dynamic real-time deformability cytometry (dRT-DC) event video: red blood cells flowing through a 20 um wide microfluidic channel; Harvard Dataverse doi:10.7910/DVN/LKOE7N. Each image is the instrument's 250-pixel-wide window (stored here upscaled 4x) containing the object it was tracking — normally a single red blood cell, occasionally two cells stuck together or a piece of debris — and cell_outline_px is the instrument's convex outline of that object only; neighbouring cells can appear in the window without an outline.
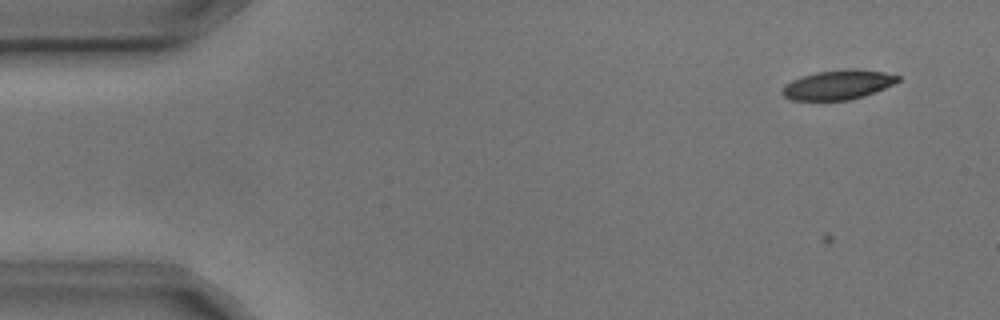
{"species": "common noctule bat (a hibernating species)", "species_latin": "Nyctalus noctula", "temperature_condition": "cold", "stored_images_in_passage": 4, "camera_frame_rate_fps": 3000, "um_per_image_px": 0.085, "animal": {"sex": "male", "body_mass_g": 17.9, "forearm_length_mm": 54.2}, "frame": {"image": 1, "passage_image": 1, "time_ms": 0.0, "image_size_px": [1000, 320], "cell_outline_px": [[900, 80], [876, 92], [864, 96], [848, 100], [792, 100], [784, 96], [780, 92], [784, 84], [800, 76], [816, 72], [848, 68], [884, 72], [900, 76]], "centroid_in_image_um": [71.2, 7.2], "position_along_channel_um": 13.8, "area_um2": 19.94}}